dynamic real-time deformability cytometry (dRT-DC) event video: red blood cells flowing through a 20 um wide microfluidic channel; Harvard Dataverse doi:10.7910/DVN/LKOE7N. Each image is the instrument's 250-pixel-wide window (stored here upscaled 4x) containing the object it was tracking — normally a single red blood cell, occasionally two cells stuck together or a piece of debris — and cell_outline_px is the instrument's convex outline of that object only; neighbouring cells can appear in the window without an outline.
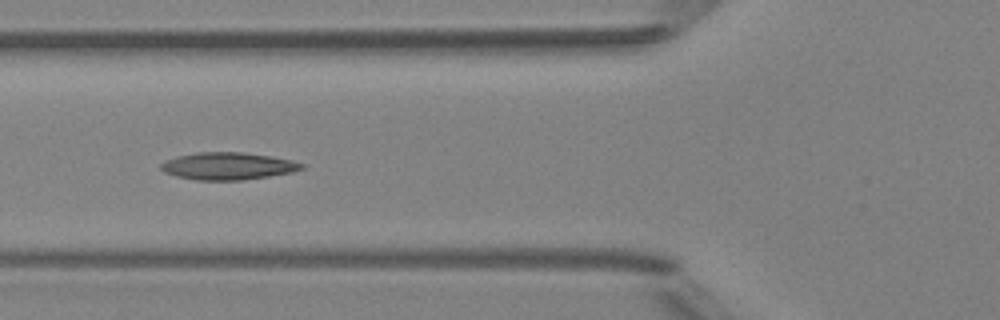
{"species": "Egyptian fruit bat (a non-hibernating species)", "species_latin": "Rousettus aegyptiacus", "temperature_condition": "room temperature", "stored_images_in_passage": 9, "camera_frame_rate_fps": 3000, "um_per_image_px": 0.085, "animal": {"sex": "female"}, "frame": {"image": 1, "passage_image": 6, "time_ms": 6.667, "image_size_px": [1000, 320], "cell_outline_px": [[304, 168], [292, 172], [244, 180], [196, 180], [176, 176], [164, 172], [160, 168], [160, 164], [176, 156], [196, 152], [244, 152], [272, 156], [292, 160], [304, 164]], "centroid_in_image_um": [19.37, 14.11], "position_along_channel_um": 106.4, "area_um2": 22.43}}
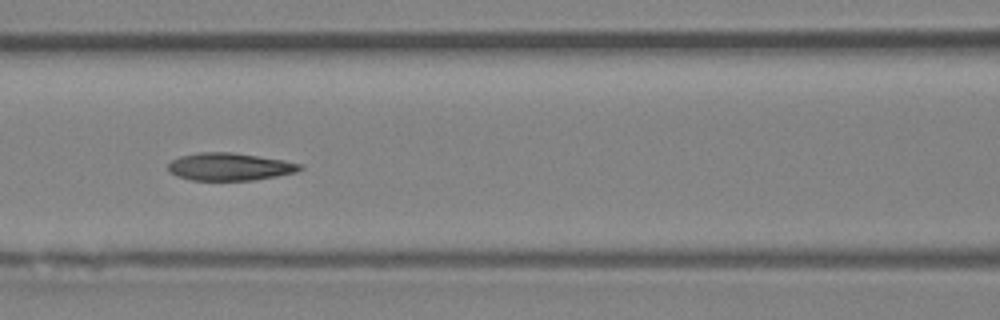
{"frame": {"image": 2, "passage_image": 7, "time_ms": 7.667, "image_size_px": [1000, 320], "cell_outline_px": [[304, 168], [296, 172], [256, 180], [192, 180], [176, 176], [168, 172], [168, 164], [172, 160], [180, 156], [200, 152], [232, 152], [284, 160], [304, 164]], "centroid_in_image_um": [19.53, 14.17], "position_along_channel_um": 147.1, "area_um2": 21.33}}
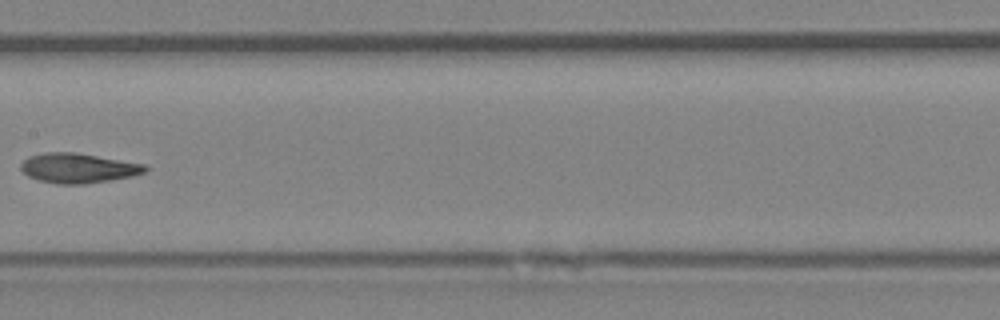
{"frame": {"image": 3, "passage_image": 8, "time_ms": 9.0, "image_size_px": [1000, 320], "cell_outline_px": [[148, 168], [144, 172], [132, 176], [84, 184], [56, 184], [36, 180], [28, 176], [20, 168], [20, 164], [28, 156], [44, 152], [72, 152], [144, 164]], "centroid_in_image_um": [6.57, 14.29], "position_along_channel_um": 200.8, "area_um2": 21.39}}